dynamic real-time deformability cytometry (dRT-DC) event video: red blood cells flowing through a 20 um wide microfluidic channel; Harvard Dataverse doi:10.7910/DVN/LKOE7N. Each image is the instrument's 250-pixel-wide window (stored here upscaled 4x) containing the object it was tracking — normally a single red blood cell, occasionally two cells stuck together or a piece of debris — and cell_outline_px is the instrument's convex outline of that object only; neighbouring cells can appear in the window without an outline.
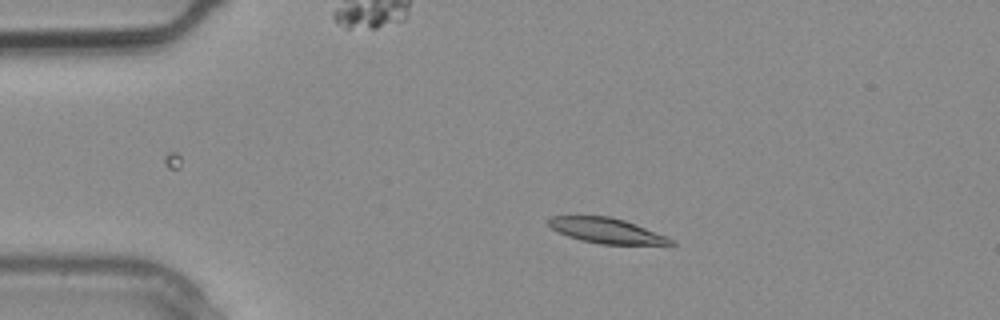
{"species": "common noctule bat (a hibernating species)", "species_latin": "Nyctalus noctula", "temperature_condition": "warm", "stored_images_in_passage": 11, "camera_frame_rate_fps": 3000, "um_per_image_px": 0.085, "animal": {"sex": "male", "body_mass_g": 20.4}, "frame": {"image": 1, "passage_image": 5, "time_ms": 1.333, "image_size_px": [1000, 320], "cell_outline_px": [[676, 244], [672, 248], [600, 244], [580, 240], [568, 236], [552, 228], [548, 224], [548, 220], [552, 216], [608, 216], [624, 220], [636, 224], [676, 240]], "centroid_in_image_um": [51.78, 19.68], "position_along_channel_um": 33.2, "area_um2": 18.84}}
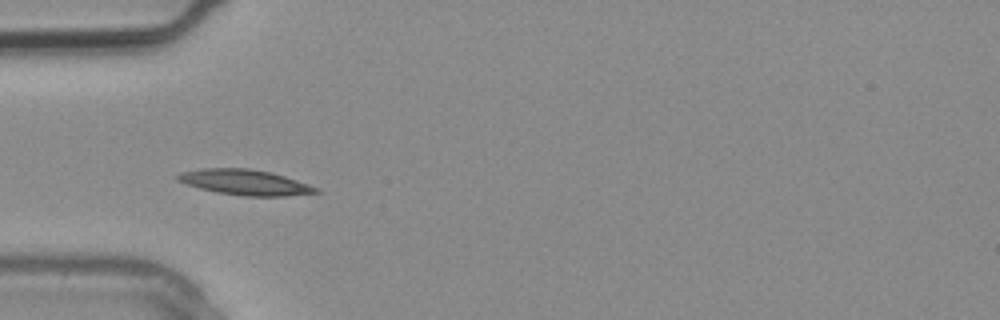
{"frame": {"image": 2, "passage_image": 8, "time_ms": 2.333, "image_size_px": [1000, 320], "cell_outline_px": [[320, 192], [284, 196], [244, 196], [216, 192], [200, 188], [176, 180], [176, 176], [180, 172], [200, 168], [248, 168], [272, 172], [308, 184], [316, 188]], "centroid_in_image_um": [20.78, 15.48], "position_along_channel_um": 64.2, "area_um2": 20.35}}